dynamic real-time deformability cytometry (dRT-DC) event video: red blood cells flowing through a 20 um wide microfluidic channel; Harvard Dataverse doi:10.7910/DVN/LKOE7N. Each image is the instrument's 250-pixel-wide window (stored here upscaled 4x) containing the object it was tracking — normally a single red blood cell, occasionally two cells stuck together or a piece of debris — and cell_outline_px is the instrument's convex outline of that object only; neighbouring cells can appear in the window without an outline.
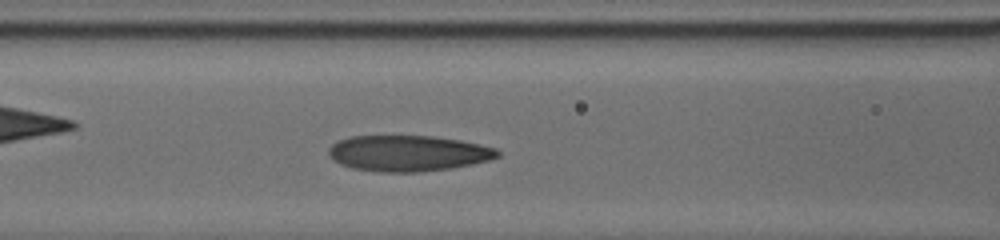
{"species": "human", "species_latin": "Homo sapiens", "temperature_condition": "cold", "stored_images_in_passage": 34, "camera_frame_rate_fps": 3000, "um_per_image_px": 0.085, "donor": {"sex": "male"}, "frame": {"image": 1, "passage_image": 10, "time_ms": 3.0, "image_size_px": [1000, 240], "cell_outline_px": [[500, 156], [488, 160], [452, 168], [416, 172], [380, 172], [352, 168], [340, 164], [332, 160], [328, 156], [328, 148], [332, 144], [340, 140], [352, 136], [432, 136], [460, 140], [496, 148], [500, 152]], "centroid_in_image_um": [34.66, 13.03], "position_along_channel_um": 131.9, "area_um2": 35.32}}
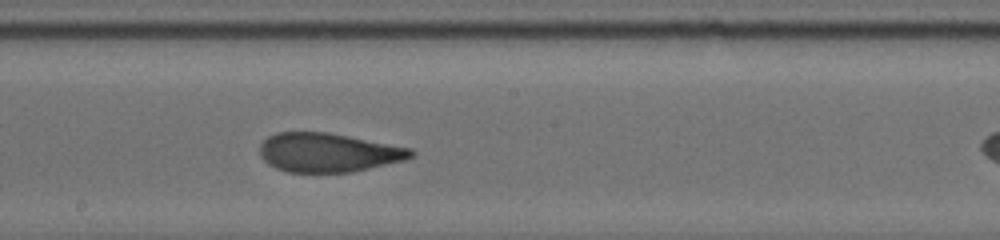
{"frame": {"image": 2, "passage_image": 17, "time_ms": 5.333, "image_size_px": [1000, 240], "cell_outline_px": [[416, 152], [412, 156], [404, 160], [352, 172], [288, 172], [276, 168], [268, 164], [260, 156], [260, 144], [268, 136], [276, 132], [328, 132], [412, 148]], "centroid_in_image_um": [27.88, 12.96], "position_along_channel_um": 220.3, "area_um2": 34.33}}
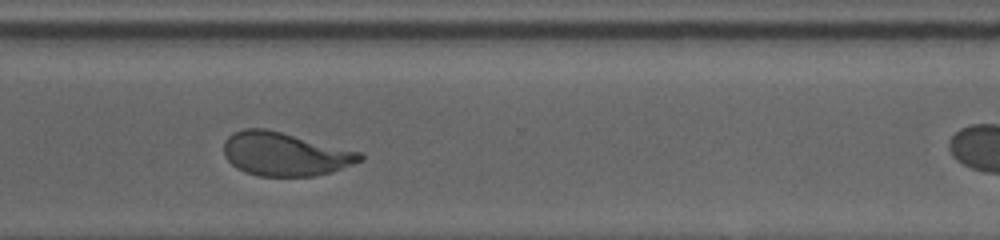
{"frame": {"image": 3, "passage_image": 26, "time_ms": 8.667, "image_size_px": [1000, 240], "cell_outline_px": [[364, 160], [332, 172], [316, 176], [256, 176], [244, 172], [236, 168], [224, 156], [224, 140], [232, 132], [244, 128], [264, 128], [360, 152], [364, 156]], "centroid_in_image_um": [24.18, 13.11], "position_along_channel_um": 346.4, "area_um2": 34.56}}